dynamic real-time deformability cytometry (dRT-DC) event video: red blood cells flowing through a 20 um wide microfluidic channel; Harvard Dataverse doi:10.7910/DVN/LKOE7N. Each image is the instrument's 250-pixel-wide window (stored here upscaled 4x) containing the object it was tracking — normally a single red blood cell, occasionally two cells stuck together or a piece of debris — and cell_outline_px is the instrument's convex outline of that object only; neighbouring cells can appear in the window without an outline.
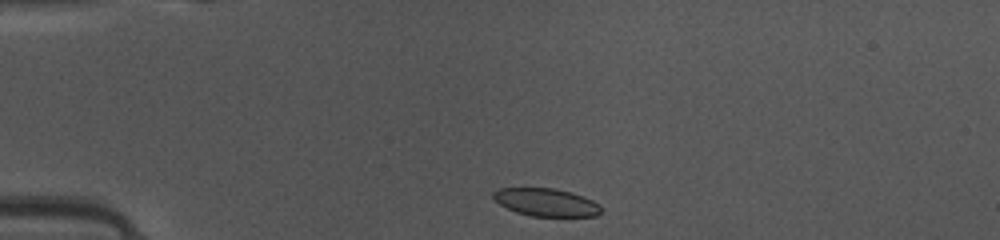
{"species": "common noctule bat (a hibernating species)", "species_latin": "Nyctalus noctula", "temperature_condition": "warm", "stored_images_in_passage": 38, "camera_frame_rate_fps": 3000, "um_per_image_px": 0.085, "animal": {"sex": "female", "body_mass_g": 10.0, "forearm_length_mm": 53.1}, "frame": {"image": 1, "passage_image": 1, "time_ms": 0.0, "image_size_px": [1000, 240], "cell_outline_px": [[600, 212], [596, 216], [532, 216], [516, 212], [500, 204], [492, 196], [492, 192], [500, 188], [556, 188], [572, 192], [584, 196], [600, 204]], "centroid_in_image_um": [46.43, 17.18], "position_along_channel_um": 38.6, "area_um2": 17.46}}
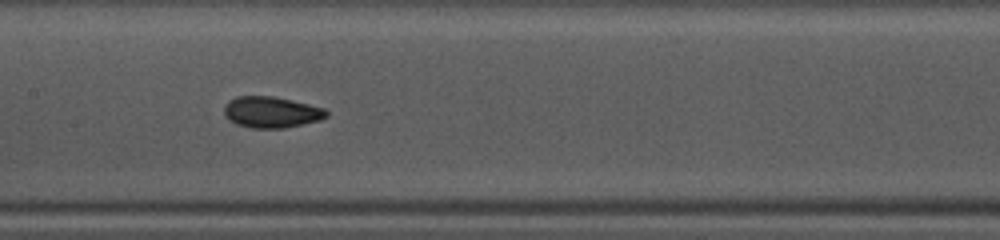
{"frame": {"image": 2, "passage_image": 14, "time_ms": 4.333, "image_size_px": [1000, 240], "cell_outline_px": [[328, 116], [320, 120], [284, 128], [252, 128], [236, 124], [228, 120], [224, 116], [224, 108], [228, 100], [236, 96], [272, 96], [292, 100], [324, 108], [328, 112]], "centroid_in_image_um": [23.03, 9.53], "position_along_channel_um": 184.4, "area_um2": 18.67}}
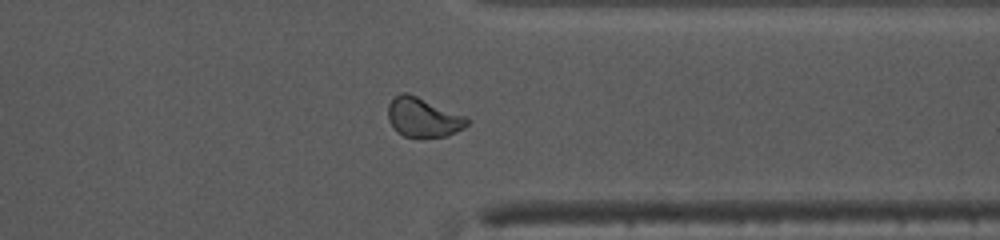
{"frame": {"image": 3, "passage_image": 28, "time_ms": 9.0, "image_size_px": [1000, 240], "cell_outline_px": [[468, 124], [464, 128], [448, 136], [404, 136], [388, 120], [388, 104], [400, 92], [408, 92], [468, 116]], "centroid_in_image_um": [36.01, 9.94], "position_along_channel_um": 375.4, "area_um2": 18.03}, "authors_computed_cell_mechanics": {"area_um2": 18.3515, "velocity_mm_per_s": 4.1226, "shape_relaxation_time_tau1_ms": 2.7754, "shape_relaxation_time_tau2_ms": 1.7085, "deformation_change_tau1": 0.0819, "deformation_change_tau2": 0.048}}